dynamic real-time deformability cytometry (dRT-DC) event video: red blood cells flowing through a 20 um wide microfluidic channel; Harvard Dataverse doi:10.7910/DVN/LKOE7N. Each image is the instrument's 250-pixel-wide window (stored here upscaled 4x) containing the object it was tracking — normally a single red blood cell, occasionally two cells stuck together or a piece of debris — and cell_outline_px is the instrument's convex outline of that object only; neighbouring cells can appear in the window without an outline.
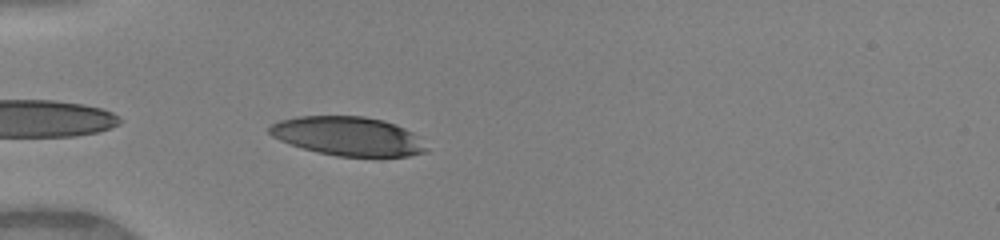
{"species": "human", "species_latin": "Homo sapiens", "temperature_condition": "warm", "stored_images_in_passage": 6, "camera_frame_rate_fps": 3000, "um_per_image_px": 0.085, "donor": {"sex": "female"}, "frame": {"image": 1, "passage_image": 6, "time_ms": 1.667, "image_size_px": [1000, 240], "cell_outline_px": [[428, 152], [408, 156], [336, 156], [304, 148], [280, 140], [272, 136], [268, 132], [268, 124], [280, 120], [296, 116], [364, 116], [384, 120], [396, 124], [412, 132], [428, 148]], "centroid_in_image_um": [29.57, 11.56], "position_along_channel_um": 55.4, "area_um2": 35.55}}